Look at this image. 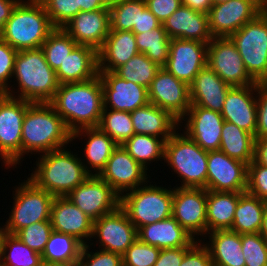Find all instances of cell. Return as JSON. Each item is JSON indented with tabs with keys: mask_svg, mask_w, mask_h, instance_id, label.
Masks as SVG:
<instances>
[{
	"mask_svg": "<svg viewBox=\"0 0 267 266\" xmlns=\"http://www.w3.org/2000/svg\"><path fill=\"white\" fill-rule=\"evenodd\" d=\"M160 68L145 54L139 52L114 72L126 81H131L148 89Z\"/></svg>",
	"mask_w": 267,
	"mask_h": 266,
	"instance_id": "obj_40",
	"label": "cell"
},
{
	"mask_svg": "<svg viewBox=\"0 0 267 266\" xmlns=\"http://www.w3.org/2000/svg\"><path fill=\"white\" fill-rule=\"evenodd\" d=\"M68 130L97 127L104 108L99 74L87 81L60 84L49 102Z\"/></svg>",
	"mask_w": 267,
	"mask_h": 266,
	"instance_id": "obj_1",
	"label": "cell"
},
{
	"mask_svg": "<svg viewBox=\"0 0 267 266\" xmlns=\"http://www.w3.org/2000/svg\"><path fill=\"white\" fill-rule=\"evenodd\" d=\"M17 52L0 38V94L10 93L11 87L8 85V80L13 77Z\"/></svg>",
	"mask_w": 267,
	"mask_h": 266,
	"instance_id": "obj_50",
	"label": "cell"
},
{
	"mask_svg": "<svg viewBox=\"0 0 267 266\" xmlns=\"http://www.w3.org/2000/svg\"><path fill=\"white\" fill-rule=\"evenodd\" d=\"M109 11L111 30L132 31L138 28L139 0H120Z\"/></svg>",
	"mask_w": 267,
	"mask_h": 266,
	"instance_id": "obj_43",
	"label": "cell"
},
{
	"mask_svg": "<svg viewBox=\"0 0 267 266\" xmlns=\"http://www.w3.org/2000/svg\"><path fill=\"white\" fill-rule=\"evenodd\" d=\"M83 244L75 237L53 231L42 253L43 262H67L79 259Z\"/></svg>",
	"mask_w": 267,
	"mask_h": 266,
	"instance_id": "obj_38",
	"label": "cell"
},
{
	"mask_svg": "<svg viewBox=\"0 0 267 266\" xmlns=\"http://www.w3.org/2000/svg\"><path fill=\"white\" fill-rule=\"evenodd\" d=\"M7 234H8V231H7V227L5 224L4 227L2 226L0 228V253H1L2 246L4 244V240H5V237L7 236Z\"/></svg>",
	"mask_w": 267,
	"mask_h": 266,
	"instance_id": "obj_63",
	"label": "cell"
},
{
	"mask_svg": "<svg viewBox=\"0 0 267 266\" xmlns=\"http://www.w3.org/2000/svg\"><path fill=\"white\" fill-rule=\"evenodd\" d=\"M89 244L83 245L78 262L79 266H123L122 255L99 250L89 253Z\"/></svg>",
	"mask_w": 267,
	"mask_h": 266,
	"instance_id": "obj_49",
	"label": "cell"
},
{
	"mask_svg": "<svg viewBox=\"0 0 267 266\" xmlns=\"http://www.w3.org/2000/svg\"><path fill=\"white\" fill-rule=\"evenodd\" d=\"M13 196L14 204L11 209L7 231L16 234L26 226L41 221H50L51 205L54 196L46 190L39 188L32 180L18 185Z\"/></svg>",
	"mask_w": 267,
	"mask_h": 266,
	"instance_id": "obj_9",
	"label": "cell"
},
{
	"mask_svg": "<svg viewBox=\"0 0 267 266\" xmlns=\"http://www.w3.org/2000/svg\"><path fill=\"white\" fill-rule=\"evenodd\" d=\"M71 151L61 148L44 153L38 158L35 171L28 177L39 188L54 197H67L90 174L84 168V162Z\"/></svg>",
	"mask_w": 267,
	"mask_h": 266,
	"instance_id": "obj_4",
	"label": "cell"
},
{
	"mask_svg": "<svg viewBox=\"0 0 267 266\" xmlns=\"http://www.w3.org/2000/svg\"><path fill=\"white\" fill-rule=\"evenodd\" d=\"M207 190L173 187L172 217L194 238L207 234Z\"/></svg>",
	"mask_w": 267,
	"mask_h": 266,
	"instance_id": "obj_13",
	"label": "cell"
},
{
	"mask_svg": "<svg viewBox=\"0 0 267 266\" xmlns=\"http://www.w3.org/2000/svg\"><path fill=\"white\" fill-rule=\"evenodd\" d=\"M245 266H267V241L260 233L241 234Z\"/></svg>",
	"mask_w": 267,
	"mask_h": 266,
	"instance_id": "obj_46",
	"label": "cell"
},
{
	"mask_svg": "<svg viewBox=\"0 0 267 266\" xmlns=\"http://www.w3.org/2000/svg\"><path fill=\"white\" fill-rule=\"evenodd\" d=\"M147 8L163 23L181 5V0H145Z\"/></svg>",
	"mask_w": 267,
	"mask_h": 266,
	"instance_id": "obj_53",
	"label": "cell"
},
{
	"mask_svg": "<svg viewBox=\"0 0 267 266\" xmlns=\"http://www.w3.org/2000/svg\"><path fill=\"white\" fill-rule=\"evenodd\" d=\"M229 0H212L213 4H218V3H222V2H227Z\"/></svg>",
	"mask_w": 267,
	"mask_h": 266,
	"instance_id": "obj_65",
	"label": "cell"
},
{
	"mask_svg": "<svg viewBox=\"0 0 267 266\" xmlns=\"http://www.w3.org/2000/svg\"><path fill=\"white\" fill-rule=\"evenodd\" d=\"M137 53L139 50L132 31L110 29L102 48L98 51V70L114 72Z\"/></svg>",
	"mask_w": 267,
	"mask_h": 266,
	"instance_id": "obj_28",
	"label": "cell"
},
{
	"mask_svg": "<svg viewBox=\"0 0 267 266\" xmlns=\"http://www.w3.org/2000/svg\"><path fill=\"white\" fill-rule=\"evenodd\" d=\"M249 76L267 83V14L264 10L230 36Z\"/></svg>",
	"mask_w": 267,
	"mask_h": 266,
	"instance_id": "obj_8",
	"label": "cell"
},
{
	"mask_svg": "<svg viewBox=\"0 0 267 266\" xmlns=\"http://www.w3.org/2000/svg\"><path fill=\"white\" fill-rule=\"evenodd\" d=\"M147 170L122 145H118L98 176L121 196L149 182Z\"/></svg>",
	"mask_w": 267,
	"mask_h": 266,
	"instance_id": "obj_17",
	"label": "cell"
},
{
	"mask_svg": "<svg viewBox=\"0 0 267 266\" xmlns=\"http://www.w3.org/2000/svg\"><path fill=\"white\" fill-rule=\"evenodd\" d=\"M84 134V135H83ZM87 136L88 139L85 145L84 154L86 156V163L84 168L90 175H99L105 168L106 162L110 158L113 151L118 147V144L106 133L101 131L98 127L83 128L72 133V140L76 137ZM96 173H92V170Z\"/></svg>",
	"mask_w": 267,
	"mask_h": 266,
	"instance_id": "obj_32",
	"label": "cell"
},
{
	"mask_svg": "<svg viewBox=\"0 0 267 266\" xmlns=\"http://www.w3.org/2000/svg\"><path fill=\"white\" fill-rule=\"evenodd\" d=\"M4 266H42V255L25 245L15 234L8 233L0 253Z\"/></svg>",
	"mask_w": 267,
	"mask_h": 266,
	"instance_id": "obj_39",
	"label": "cell"
},
{
	"mask_svg": "<svg viewBox=\"0 0 267 266\" xmlns=\"http://www.w3.org/2000/svg\"><path fill=\"white\" fill-rule=\"evenodd\" d=\"M63 29L78 45L92 47L98 52L109 34L110 11L107 8L80 11Z\"/></svg>",
	"mask_w": 267,
	"mask_h": 266,
	"instance_id": "obj_21",
	"label": "cell"
},
{
	"mask_svg": "<svg viewBox=\"0 0 267 266\" xmlns=\"http://www.w3.org/2000/svg\"><path fill=\"white\" fill-rule=\"evenodd\" d=\"M207 51L208 43L173 38L170 40L169 57L163 68L189 85L207 65Z\"/></svg>",
	"mask_w": 267,
	"mask_h": 266,
	"instance_id": "obj_18",
	"label": "cell"
},
{
	"mask_svg": "<svg viewBox=\"0 0 267 266\" xmlns=\"http://www.w3.org/2000/svg\"><path fill=\"white\" fill-rule=\"evenodd\" d=\"M207 65L231 87L257 85L230 37H214L208 43Z\"/></svg>",
	"mask_w": 267,
	"mask_h": 266,
	"instance_id": "obj_11",
	"label": "cell"
},
{
	"mask_svg": "<svg viewBox=\"0 0 267 266\" xmlns=\"http://www.w3.org/2000/svg\"><path fill=\"white\" fill-rule=\"evenodd\" d=\"M199 240L184 254L180 266H213L208 248Z\"/></svg>",
	"mask_w": 267,
	"mask_h": 266,
	"instance_id": "obj_52",
	"label": "cell"
},
{
	"mask_svg": "<svg viewBox=\"0 0 267 266\" xmlns=\"http://www.w3.org/2000/svg\"><path fill=\"white\" fill-rule=\"evenodd\" d=\"M184 119L187 120L184 133L190 139L207 152L219 150L224 123L221 113L201 106H190Z\"/></svg>",
	"mask_w": 267,
	"mask_h": 266,
	"instance_id": "obj_22",
	"label": "cell"
},
{
	"mask_svg": "<svg viewBox=\"0 0 267 266\" xmlns=\"http://www.w3.org/2000/svg\"><path fill=\"white\" fill-rule=\"evenodd\" d=\"M127 192L120 196V207L137 230L172 216L173 189L144 184Z\"/></svg>",
	"mask_w": 267,
	"mask_h": 266,
	"instance_id": "obj_7",
	"label": "cell"
},
{
	"mask_svg": "<svg viewBox=\"0 0 267 266\" xmlns=\"http://www.w3.org/2000/svg\"><path fill=\"white\" fill-rule=\"evenodd\" d=\"M78 44L63 28H55L43 42L41 49L47 63L56 71Z\"/></svg>",
	"mask_w": 267,
	"mask_h": 266,
	"instance_id": "obj_42",
	"label": "cell"
},
{
	"mask_svg": "<svg viewBox=\"0 0 267 266\" xmlns=\"http://www.w3.org/2000/svg\"><path fill=\"white\" fill-rule=\"evenodd\" d=\"M42 266H79L78 260L67 262H43Z\"/></svg>",
	"mask_w": 267,
	"mask_h": 266,
	"instance_id": "obj_61",
	"label": "cell"
},
{
	"mask_svg": "<svg viewBox=\"0 0 267 266\" xmlns=\"http://www.w3.org/2000/svg\"><path fill=\"white\" fill-rule=\"evenodd\" d=\"M162 25L170 39L179 38L209 43L213 38L209 29L208 14L184 5H180Z\"/></svg>",
	"mask_w": 267,
	"mask_h": 266,
	"instance_id": "obj_25",
	"label": "cell"
},
{
	"mask_svg": "<svg viewBox=\"0 0 267 266\" xmlns=\"http://www.w3.org/2000/svg\"><path fill=\"white\" fill-rule=\"evenodd\" d=\"M100 4L107 9H111L113 6H115L120 0H98Z\"/></svg>",
	"mask_w": 267,
	"mask_h": 266,
	"instance_id": "obj_62",
	"label": "cell"
},
{
	"mask_svg": "<svg viewBox=\"0 0 267 266\" xmlns=\"http://www.w3.org/2000/svg\"><path fill=\"white\" fill-rule=\"evenodd\" d=\"M54 29L39 0H21L6 21L0 38L17 51L38 49Z\"/></svg>",
	"mask_w": 267,
	"mask_h": 266,
	"instance_id": "obj_5",
	"label": "cell"
},
{
	"mask_svg": "<svg viewBox=\"0 0 267 266\" xmlns=\"http://www.w3.org/2000/svg\"><path fill=\"white\" fill-rule=\"evenodd\" d=\"M32 103L0 94V157L6 168L21 161L22 124Z\"/></svg>",
	"mask_w": 267,
	"mask_h": 266,
	"instance_id": "obj_10",
	"label": "cell"
},
{
	"mask_svg": "<svg viewBox=\"0 0 267 266\" xmlns=\"http://www.w3.org/2000/svg\"><path fill=\"white\" fill-rule=\"evenodd\" d=\"M79 5H80V11L83 12L104 8L98 0H79Z\"/></svg>",
	"mask_w": 267,
	"mask_h": 266,
	"instance_id": "obj_59",
	"label": "cell"
},
{
	"mask_svg": "<svg viewBox=\"0 0 267 266\" xmlns=\"http://www.w3.org/2000/svg\"><path fill=\"white\" fill-rule=\"evenodd\" d=\"M53 232L50 221H41L19 230L15 235L33 251L42 255Z\"/></svg>",
	"mask_w": 267,
	"mask_h": 266,
	"instance_id": "obj_45",
	"label": "cell"
},
{
	"mask_svg": "<svg viewBox=\"0 0 267 266\" xmlns=\"http://www.w3.org/2000/svg\"><path fill=\"white\" fill-rule=\"evenodd\" d=\"M191 247L161 249L158 259L153 266H180L184 254Z\"/></svg>",
	"mask_w": 267,
	"mask_h": 266,
	"instance_id": "obj_55",
	"label": "cell"
},
{
	"mask_svg": "<svg viewBox=\"0 0 267 266\" xmlns=\"http://www.w3.org/2000/svg\"><path fill=\"white\" fill-rule=\"evenodd\" d=\"M54 28H63L80 12L79 0H39Z\"/></svg>",
	"mask_w": 267,
	"mask_h": 266,
	"instance_id": "obj_44",
	"label": "cell"
},
{
	"mask_svg": "<svg viewBox=\"0 0 267 266\" xmlns=\"http://www.w3.org/2000/svg\"><path fill=\"white\" fill-rule=\"evenodd\" d=\"M160 250L137 238L122 255L123 266H153Z\"/></svg>",
	"mask_w": 267,
	"mask_h": 266,
	"instance_id": "obj_47",
	"label": "cell"
},
{
	"mask_svg": "<svg viewBox=\"0 0 267 266\" xmlns=\"http://www.w3.org/2000/svg\"><path fill=\"white\" fill-rule=\"evenodd\" d=\"M72 133L49 103H32L22 124L21 159L24 154L48 153L66 147Z\"/></svg>",
	"mask_w": 267,
	"mask_h": 266,
	"instance_id": "obj_2",
	"label": "cell"
},
{
	"mask_svg": "<svg viewBox=\"0 0 267 266\" xmlns=\"http://www.w3.org/2000/svg\"><path fill=\"white\" fill-rule=\"evenodd\" d=\"M164 144L165 141L162 138L134 134L122 146L138 163L147 169L148 163L164 159Z\"/></svg>",
	"mask_w": 267,
	"mask_h": 266,
	"instance_id": "obj_37",
	"label": "cell"
},
{
	"mask_svg": "<svg viewBox=\"0 0 267 266\" xmlns=\"http://www.w3.org/2000/svg\"><path fill=\"white\" fill-rule=\"evenodd\" d=\"M259 233L267 241V200L264 202L263 222H262V227Z\"/></svg>",
	"mask_w": 267,
	"mask_h": 266,
	"instance_id": "obj_60",
	"label": "cell"
},
{
	"mask_svg": "<svg viewBox=\"0 0 267 266\" xmlns=\"http://www.w3.org/2000/svg\"><path fill=\"white\" fill-rule=\"evenodd\" d=\"M67 198L93 221L120 206V195L97 175H90Z\"/></svg>",
	"mask_w": 267,
	"mask_h": 266,
	"instance_id": "obj_12",
	"label": "cell"
},
{
	"mask_svg": "<svg viewBox=\"0 0 267 266\" xmlns=\"http://www.w3.org/2000/svg\"><path fill=\"white\" fill-rule=\"evenodd\" d=\"M95 235L99 237V249L102 246V250L123 255L137 239V229L119 206L113 212L93 221L92 238Z\"/></svg>",
	"mask_w": 267,
	"mask_h": 266,
	"instance_id": "obj_19",
	"label": "cell"
},
{
	"mask_svg": "<svg viewBox=\"0 0 267 266\" xmlns=\"http://www.w3.org/2000/svg\"><path fill=\"white\" fill-rule=\"evenodd\" d=\"M254 160L260 165L267 166V137L256 138Z\"/></svg>",
	"mask_w": 267,
	"mask_h": 266,
	"instance_id": "obj_57",
	"label": "cell"
},
{
	"mask_svg": "<svg viewBox=\"0 0 267 266\" xmlns=\"http://www.w3.org/2000/svg\"><path fill=\"white\" fill-rule=\"evenodd\" d=\"M99 76L103 87V109L132 112L149 103L147 88L126 81L115 72L99 71Z\"/></svg>",
	"mask_w": 267,
	"mask_h": 266,
	"instance_id": "obj_20",
	"label": "cell"
},
{
	"mask_svg": "<svg viewBox=\"0 0 267 266\" xmlns=\"http://www.w3.org/2000/svg\"><path fill=\"white\" fill-rule=\"evenodd\" d=\"M60 84L90 80L99 74L98 52L78 45L55 71Z\"/></svg>",
	"mask_w": 267,
	"mask_h": 266,
	"instance_id": "obj_30",
	"label": "cell"
},
{
	"mask_svg": "<svg viewBox=\"0 0 267 266\" xmlns=\"http://www.w3.org/2000/svg\"><path fill=\"white\" fill-rule=\"evenodd\" d=\"M135 134L151 135L166 141L179 129V121L152 103L130 112Z\"/></svg>",
	"mask_w": 267,
	"mask_h": 266,
	"instance_id": "obj_29",
	"label": "cell"
},
{
	"mask_svg": "<svg viewBox=\"0 0 267 266\" xmlns=\"http://www.w3.org/2000/svg\"><path fill=\"white\" fill-rule=\"evenodd\" d=\"M50 222L53 231L71 235L83 245L88 243L85 240H89L93 234V220L67 197H54Z\"/></svg>",
	"mask_w": 267,
	"mask_h": 266,
	"instance_id": "obj_24",
	"label": "cell"
},
{
	"mask_svg": "<svg viewBox=\"0 0 267 266\" xmlns=\"http://www.w3.org/2000/svg\"><path fill=\"white\" fill-rule=\"evenodd\" d=\"M263 11V0H229L213 4L208 13L212 37H230Z\"/></svg>",
	"mask_w": 267,
	"mask_h": 266,
	"instance_id": "obj_14",
	"label": "cell"
},
{
	"mask_svg": "<svg viewBox=\"0 0 267 266\" xmlns=\"http://www.w3.org/2000/svg\"><path fill=\"white\" fill-rule=\"evenodd\" d=\"M97 127L108 134L118 145L124 144L135 134L130 112L127 111L103 109Z\"/></svg>",
	"mask_w": 267,
	"mask_h": 266,
	"instance_id": "obj_41",
	"label": "cell"
},
{
	"mask_svg": "<svg viewBox=\"0 0 267 266\" xmlns=\"http://www.w3.org/2000/svg\"><path fill=\"white\" fill-rule=\"evenodd\" d=\"M162 23L156 16L147 8L145 0H139V19L138 28H133V33H142L155 28H158Z\"/></svg>",
	"mask_w": 267,
	"mask_h": 266,
	"instance_id": "obj_54",
	"label": "cell"
},
{
	"mask_svg": "<svg viewBox=\"0 0 267 266\" xmlns=\"http://www.w3.org/2000/svg\"><path fill=\"white\" fill-rule=\"evenodd\" d=\"M230 88V85L206 65L189 84L191 106H201L221 113Z\"/></svg>",
	"mask_w": 267,
	"mask_h": 266,
	"instance_id": "obj_26",
	"label": "cell"
},
{
	"mask_svg": "<svg viewBox=\"0 0 267 266\" xmlns=\"http://www.w3.org/2000/svg\"><path fill=\"white\" fill-rule=\"evenodd\" d=\"M137 238L159 249L192 247L195 240L172 216L137 230Z\"/></svg>",
	"mask_w": 267,
	"mask_h": 266,
	"instance_id": "obj_27",
	"label": "cell"
},
{
	"mask_svg": "<svg viewBox=\"0 0 267 266\" xmlns=\"http://www.w3.org/2000/svg\"><path fill=\"white\" fill-rule=\"evenodd\" d=\"M210 244L206 243L213 266H245L242 252L241 234L227 230H215L207 233Z\"/></svg>",
	"mask_w": 267,
	"mask_h": 266,
	"instance_id": "obj_31",
	"label": "cell"
},
{
	"mask_svg": "<svg viewBox=\"0 0 267 266\" xmlns=\"http://www.w3.org/2000/svg\"><path fill=\"white\" fill-rule=\"evenodd\" d=\"M256 138L267 137V83L257 84Z\"/></svg>",
	"mask_w": 267,
	"mask_h": 266,
	"instance_id": "obj_51",
	"label": "cell"
},
{
	"mask_svg": "<svg viewBox=\"0 0 267 266\" xmlns=\"http://www.w3.org/2000/svg\"><path fill=\"white\" fill-rule=\"evenodd\" d=\"M181 5L208 14L213 3L212 0H181Z\"/></svg>",
	"mask_w": 267,
	"mask_h": 266,
	"instance_id": "obj_58",
	"label": "cell"
},
{
	"mask_svg": "<svg viewBox=\"0 0 267 266\" xmlns=\"http://www.w3.org/2000/svg\"><path fill=\"white\" fill-rule=\"evenodd\" d=\"M13 76L19 94H13V89L5 94L31 103H49L60 85L41 48L18 51Z\"/></svg>",
	"mask_w": 267,
	"mask_h": 266,
	"instance_id": "obj_3",
	"label": "cell"
},
{
	"mask_svg": "<svg viewBox=\"0 0 267 266\" xmlns=\"http://www.w3.org/2000/svg\"><path fill=\"white\" fill-rule=\"evenodd\" d=\"M264 202L265 200L247 191L240 193L234 221L229 230L238 234L259 233L263 222Z\"/></svg>",
	"mask_w": 267,
	"mask_h": 266,
	"instance_id": "obj_35",
	"label": "cell"
},
{
	"mask_svg": "<svg viewBox=\"0 0 267 266\" xmlns=\"http://www.w3.org/2000/svg\"><path fill=\"white\" fill-rule=\"evenodd\" d=\"M21 0H0V33L4 29L6 21L11 17L14 8Z\"/></svg>",
	"mask_w": 267,
	"mask_h": 266,
	"instance_id": "obj_56",
	"label": "cell"
},
{
	"mask_svg": "<svg viewBox=\"0 0 267 266\" xmlns=\"http://www.w3.org/2000/svg\"><path fill=\"white\" fill-rule=\"evenodd\" d=\"M255 141L254 135L235 124L224 121L219 150L248 165L254 160Z\"/></svg>",
	"mask_w": 267,
	"mask_h": 266,
	"instance_id": "obj_34",
	"label": "cell"
},
{
	"mask_svg": "<svg viewBox=\"0 0 267 266\" xmlns=\"http://www.w3.org/2000/svg\"><path fill=\"white\" fill-rule=\"evenodd\" d=\"M257 85L231 87L227 92L221 115L224 121L235 124L256 138Z\"/></svg>",
	"mask_w": 267,
	"mask_h": 266,
	"instance_id": "obj_23",
	"label": "cell"
},
{
	"mask_svg": "<svg viewBox=\"0 0 267 266\" xmlns=\"http://www.w3.org/2000/svg\"><path fill=\"white\" fill-rule=\"evenodd\" d=\"M247 192L262 200H267V166L253 160L248 164Z\"/></svg>",
	"mask_w": 267,
	"mask_h": 266,
	"instance_id": "obj_48",
	"label": "cell"
},
{
	"mask_svg": "<svg viewBox=\"0 0 267 266\" xmlns=\"http://www.w3.org/2000/svg\"><path fill=\"white\" fill-rule=\"evenodd\" d=\"M149 103L169 112L179 123L191 106L189 85L161 67L148 88Z\"/></svg>",
	"mask_w": 267,
	"mask_h": 266,
	"instance_id": "obj_15",
	"label": "cell"
},
{
	"mask_svg": "<svg viewBox=\"0 0 267 266\" xmlns=\"http://www.w3.org/2000/svg\"><path fill=\"white\" fill-rule=\"evenodd\" d=\"M263 10L267 14V0H263Z\"/></svg>",
	"mask_w": 267,
	"mask_h": 266,
	"instance_id": "obj_64",
	"label": "cell"
},
{
	"mask_svg": "<svg viewBox=\"0 0 267 266\" xmlns=\"http://www.w3.org/2000/svg\"><path fill=\"white\" fill-rule=\"evenodd\" d=\"M248 165L221 150L208 152L206 190L243 193L247 189Z\"/></svg>",
	"mask_w": 267,
	"mask_h": 266,
	"instance_id": "obj_16",
	"label": "cell"
},
{
	"mask_svg": "<svg viewBox=\"0 0 267 266\" xmlns=\"http://www.w3.org/2000/svg\"><path fill=\"white\" fill-rule=\"evenodd\" d=\"M134 34L139 52L145 54L152 62L163 67L169 57L171 40L163 25L149 31Z\"/></svg>",
	"mask_w": 267,
	"mask_h": 266,
	"instance_id": "obj_36",
	"label": "cell"
},
{
	"mask_svg": "<svg viewBox=\"0 0 267 266\" xmlns=\"http://www.w3.org/2000/svg\"><path fill=\"white\" fill-rule=\"evenodd\" d=\"M208 152L185 133H174L164 144V161L178 174L179 187L205 188Z\"/></svg>",
	"mask_w": 267,
	"mask_h": 266,
	"instance_id": "obj_6",
	"label": "cell"
},
{
	"mask_svg": "<svg viewBox=\"0 0 267 266\" xmlns=\"http://www.w3.org/2000/svg\"><path fill=\"white\" fill-rule=\"evenodd\" d=\"M240 193L207 190V233L232 227Z\"/></svg>",
	"mask_w": 267,
	"mask_h": 266,
	"instance_id": "obj_33",
	"label": "cell"
}]
</instances>
